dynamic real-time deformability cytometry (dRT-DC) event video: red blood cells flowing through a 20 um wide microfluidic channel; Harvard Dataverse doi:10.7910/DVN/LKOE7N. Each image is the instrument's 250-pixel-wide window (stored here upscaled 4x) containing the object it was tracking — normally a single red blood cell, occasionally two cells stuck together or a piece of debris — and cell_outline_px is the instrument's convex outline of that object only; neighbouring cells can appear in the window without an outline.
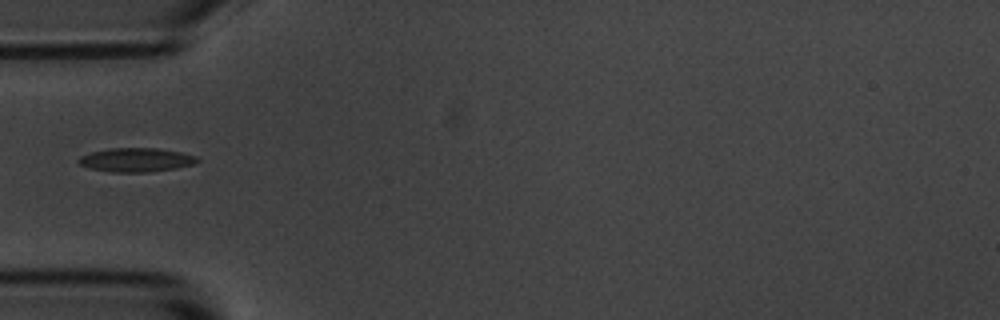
{"species": "common noctule bat (a hibernating species)", "species_latin": "Nyctalus noctula", "temperature_condition": "room temperature", "stored_images_in_passage": 8, "camera_frame_rate_fps": 3000, "um_per_image_px": 0.085, "animal": {"sex": "male", "body_mass_g": 20.1, "forearm_length_mm": 53.5}, "frame": {"image": 1, "passage_image": 5, "time_ms": 4.667, "image_size_px": [1000, 320], "cell_outline_px": [[200, 160], [196, 164], [176, 168], [148, 172], [112, 172], [88, 168], [80, 164], [76, 160], [80, 156], [92, 152], [112, 148], [156, 148], [180, 152], [196, 156]], "centroid_in_image_um": [11.58, 13.59], "position_along_channel_um": 73.4, "area_um2": 16.53}}
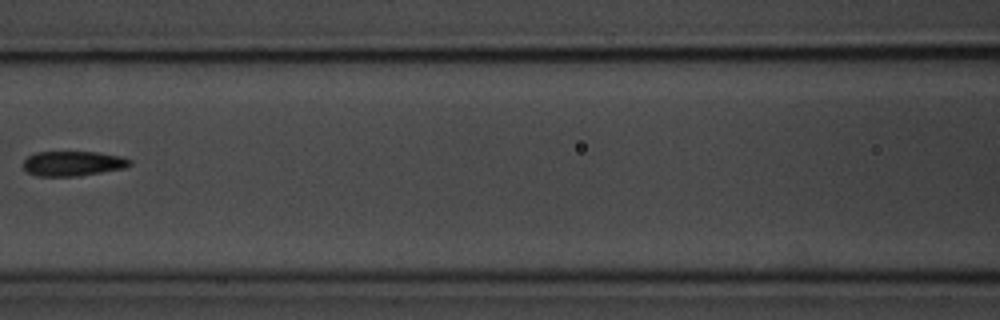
{"frame": {"image": 2, "passage_image": 7, "time_ms": 7.0, "image_size_px": [1000, 320], "cell_outline_px": [[132, 164], [124, 168], [80, 176], [36, 176], [24, 172], [24, 160], [28, 156], [36, 152], [96, 152], [124, 156], [132, 160]], "centroid_in_image_um": [6.21, 13.9], "position_along_channel_um": 160.4, "area_um2": 15.66}}
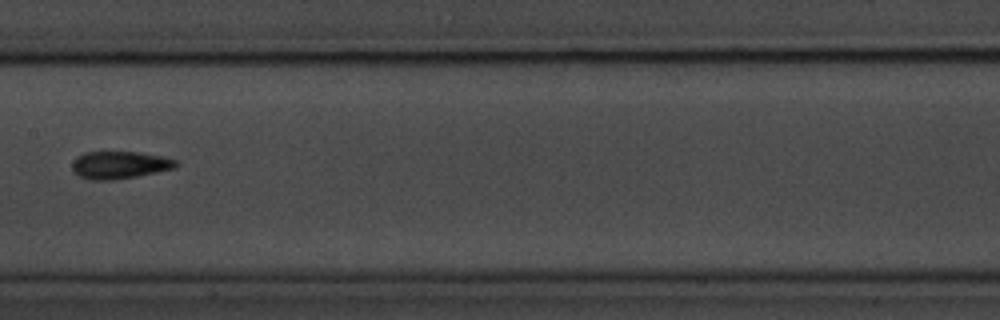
{"frame": {"image": 3, "passage_image": 8, "time_ms": 8.0, "image_size_px": [1000, 320], "cell_outline_px": [[180, 164], [176, 168], [136, 176], [108, 180], [92, 180], [80, 176], [72, 172], [72, 164], [84, 152], [136, 152], [160, 156], [176, 160]], "centroid_in_image_um": [10.18, 14.02], "position_along_channel_um": 197.2, "area_um2": 16.36}}